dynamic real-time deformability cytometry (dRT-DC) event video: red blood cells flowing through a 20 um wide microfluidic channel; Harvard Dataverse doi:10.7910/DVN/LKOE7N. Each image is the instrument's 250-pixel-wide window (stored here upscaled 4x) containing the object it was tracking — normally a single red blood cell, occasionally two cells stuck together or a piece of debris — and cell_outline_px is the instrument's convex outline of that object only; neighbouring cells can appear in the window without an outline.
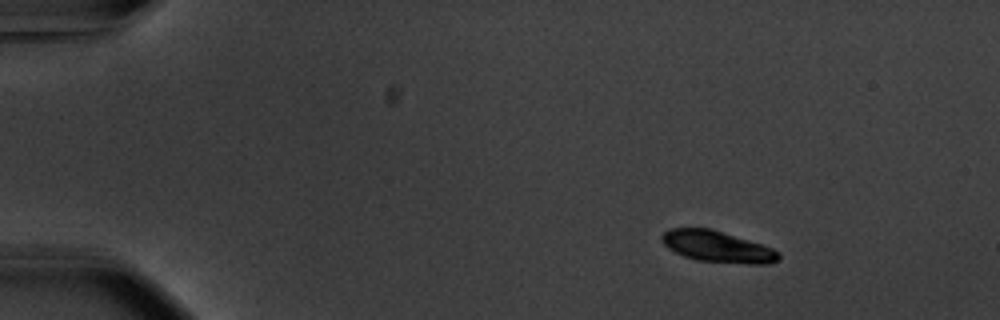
{"species": "common noctule bat (a hibernating species)", "species_latin": "Nyctalus noctula", "temperature_condition": "warm", "stored_images_in_passage": 49, "camera_frame_rate_fps": 3000, "um_per_image_px": 0.085, "animal": {"sex": "male", "body_mass_g": 20.1, "forearm_length_mm": 53.5}, "frame": {"image": 1, "passage_image": 1, "time_ms": 0.0, "image_size_px": [1000, 320], "cell_outline_px": [[780, 256], [776, 260], [768, 264], [748, 264], [696, 260], [684, 256], [668, 248], [660, 240], [660, 236], [668, 228], [712, 228], [772, 248], [780, 252]], "centroid_in_image_um": [60.94, 20.96], "position_along_channel_um": 24.1, "area_um2": 21.27}}
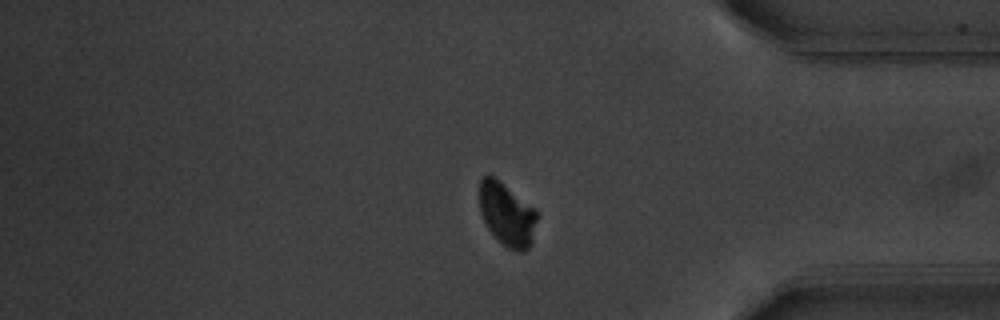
{"frame": {"image": 2, "passage_image": 40, "time_ms": 13.0, "image_size_px": [1000, 320], "cell_outline_px": [[536, 220], [532, 244], [524, 252], [520, 252], [508, 248], [488, 228], [480, 212], [480, 180], [488, 172], [536, 208]], "centroid_in_image_um": [43.1, 18.19], "position_along_channel_um": 392.1, "area_um2": 21.04}}
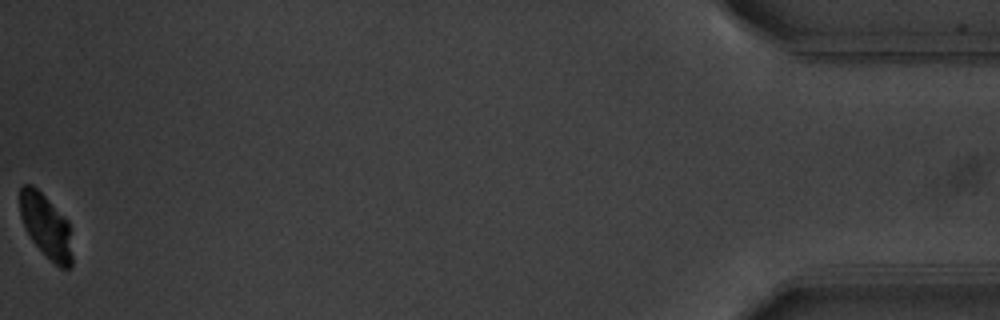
{"frame": {"image": 3, "passage_image": 49, "time_ms": 16.0, "image_size_px": [1000, 320], "cell_outline_px": [[72, 268], [60, 268], [32, 240], [24, 228], [20, 216], [20, 188], [24, 184], [32, 184], [68, 220], [72, 256]], "centroid_in_image_um": [3.9, 19.2], "position_along_channel_um": 431.3, "area_um2": 19.13}, "authors_computed_cell_mechanics": {"area_um2": 22.5998, "velocity_mm_per_s": 3.6757, "shape_relaxation_time_tau1_ms": 1.8176, "shape_relaxation_time_tau2_ms": null, "deformation_change_tau1": 0.1069, "deformation_change_tau2": null}}